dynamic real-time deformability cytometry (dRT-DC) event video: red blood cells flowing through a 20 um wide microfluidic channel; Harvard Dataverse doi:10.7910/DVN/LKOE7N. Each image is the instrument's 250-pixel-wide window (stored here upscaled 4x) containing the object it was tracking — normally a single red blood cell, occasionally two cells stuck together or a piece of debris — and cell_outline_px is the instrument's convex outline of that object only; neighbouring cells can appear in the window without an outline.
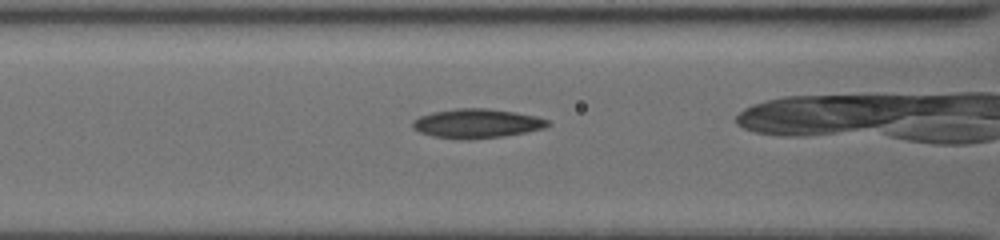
{"species": "common noctule bat (a hibernating species)", "species_latin": "Nyctalus noctula", "temperature_condition": "cold", "stored_images_in_passage": 32, "camera_frame_rate_fps": 3000, "um_per_image_px": 0.085, "animal": {"sex": "female", "body_mass_g": 19.5, "forearm_length_mm": 54.1}, "frame": {"image": 1, "passage_image": 12, "time_ms": 3.667, "image_size_px": [1000, 240], "cell_outline_px": [[548, 124], [544, 128], [504, 136], [468, 140], [460, 140], [432, 136], [420, 132], [412, 128], [412, 120], [420, 116], [432, 112], [456, 108], [488, 108], [516, 112], [536, 116], [548, 120]], "centroid_in_image_um": [40.48, 10.49], "position_along_channel_um": 126.1, "area_um2": 23.12}}
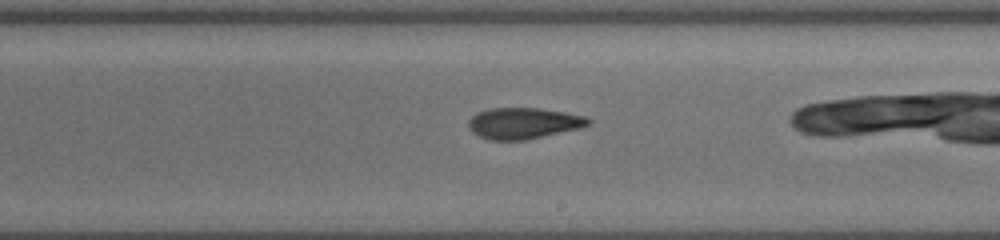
{"frame": {"image": 2, "passage_image": 21, "time_ms": 6.667, "image_size_px": [1000, 240], "cell_outline_px": [[592, 120], [588, 124], [580, 128], [528, 140], [488, 140], [472, 132], [468, 128], [468, 120], [476, 112], [488, 108], [540, 108], [588, 116]], "centroid_in_image_um": [44.48, 10.47], "position_along_channel_um": 244.5, "area_um2": 22.02}}
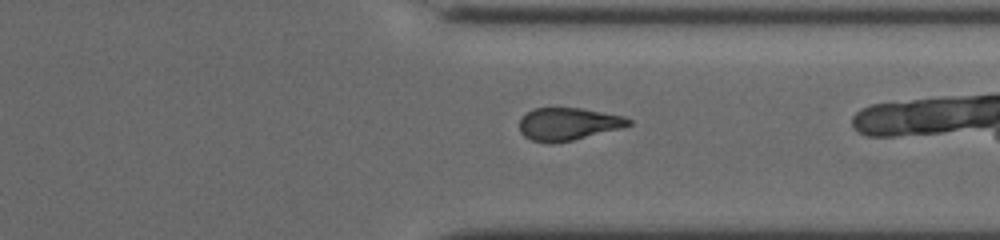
{"frame": {"image": 3, "passage_image": 30, "time_ms": 9.667, "image_size_px": [1000, 240], "cell_outline_px": [[632, 124], [624, 128], [572, 140], [552, 144], [544, 144], [532, 140], [524, 136], [520, 132], [520, 120], [528, 112], [536, 108], [580, 108], [624, 116], [632, 120]], "centroid_in_image_um": [48.32, 10.56], "position_along_channel_um": 363.1, "area_um2": 20.81}}